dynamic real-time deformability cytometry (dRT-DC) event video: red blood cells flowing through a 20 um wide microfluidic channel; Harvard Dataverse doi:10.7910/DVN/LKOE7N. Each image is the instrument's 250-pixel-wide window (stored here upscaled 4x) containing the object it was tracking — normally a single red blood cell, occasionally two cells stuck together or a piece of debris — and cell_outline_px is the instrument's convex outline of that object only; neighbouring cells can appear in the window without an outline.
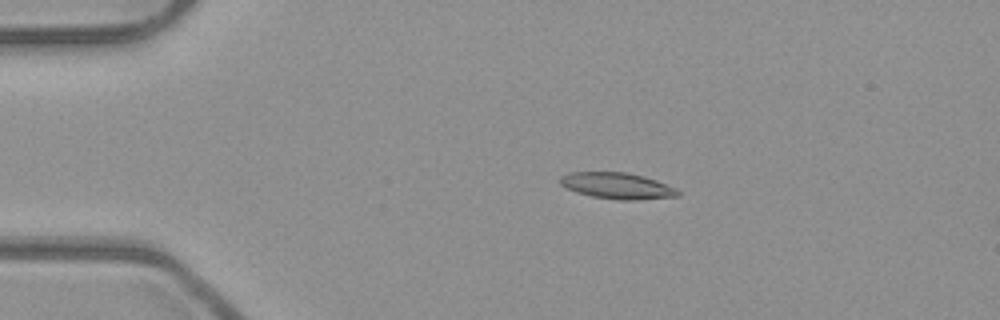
{"species": "common noctule bat (a hibernating species)", "species_latin": "Nyctalus noctula", "temperature_condition": "room temperature", "stored_images_in_passage": 5, "camera_frame_rate_fps": 3000, "um_per_image_px": 0.085, "animal": {"sex": "male", "body_mass_g": 23.1, "forearm_length_mm": 52.7}, "frame": {"image": 1, "passage_image": 4, "time_ms": 1.0, "image_size_px": [1000, 320], "cell_outline_px": [[680, 196], [636, 200], [620, 200], [592, 196], [576, 192], [564, 188], [560, 184], [560, 176], [568, 172], [628, 172], [644, 176], [656, 180], [676, 188], [680, 192]], "centroid_in_image_um": [52.45, 15.79], "position_along_channel_um": 32.6, "area_um2": 18.15}}